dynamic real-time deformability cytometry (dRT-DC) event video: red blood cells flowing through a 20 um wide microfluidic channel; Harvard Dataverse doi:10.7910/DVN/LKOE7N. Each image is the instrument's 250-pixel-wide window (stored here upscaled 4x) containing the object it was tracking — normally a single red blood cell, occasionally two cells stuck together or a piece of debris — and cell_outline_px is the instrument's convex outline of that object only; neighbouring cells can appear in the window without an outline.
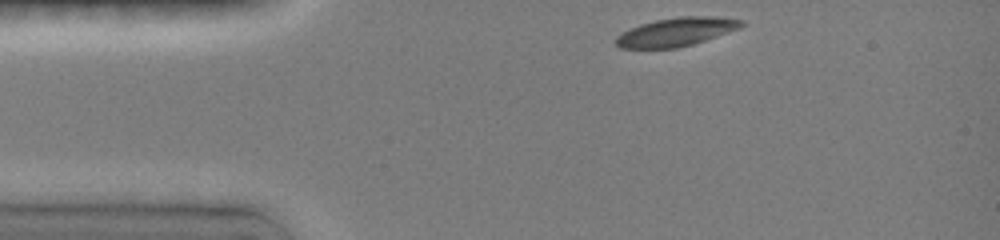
{"species": "common noctule bat (a hibernating species)", "species_latin": "Nyctalus noctula", "temperature_condition": "room temperature", "stored_images_in_passage": 23, "camera_frame_rate_fps": 3000, "um_per_image_px": 0.085, "animal": {"sex": "female", "body_mass_g": 19.0, "forearm_length_mm": 51.5}, "frame": {"image": 1, "passage_image": 1, "time_ms": 0.0, "image_size_px": [1000, 240], "cell_outline_px": [[744, 24], [736, 28], [716, 36], [692, 44], [676, 48], [620, 48], [616, 44], [616, 36], [640, 24], [656, 20], [680, 16], [716, 16], [744, 20]], "centroid_in_image_um": [57.46, 2.7], "position_along_channel_um": 27.5, "area_um2": 20.46}}
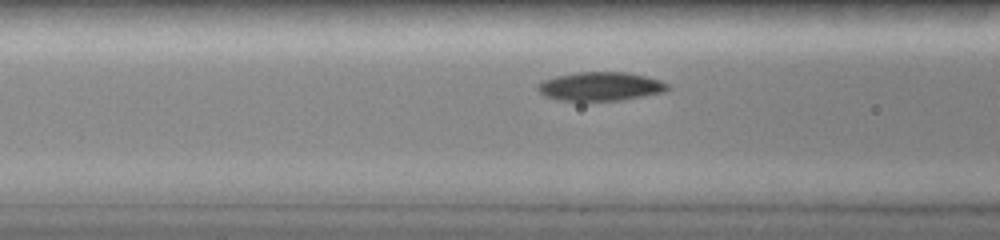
{"frame": {"image": 2, "passage_image": 9, "time_ms": 3.333, "image_size_px": [1000, 240], "cell_outline_px": [[668, 88], [660, 92], [620, 100], [560, 100], [548, 96], [540, 92], [540, 84], [544, 80], [556, 76], [576, 72], [628, 72], [660, 80], [668, 84]], "centroid_in_image_um": [51.05, 7.32], "position_along_channel_um": 115.6, "area_um2": 21.04}}
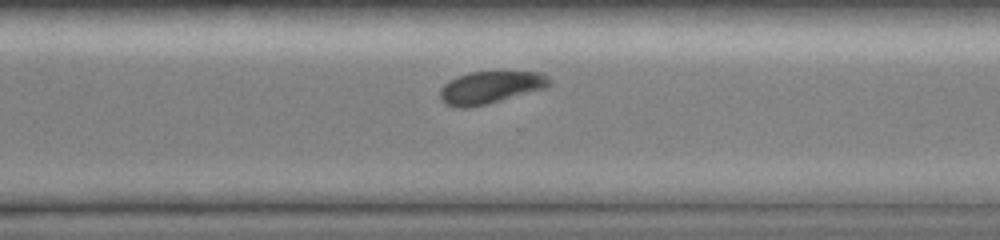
{"frame": {"image": 3, "passage_image": 22, "time_ms": 8.667, "image_size_px": [1000, 240], "cell_outline_px": [[552, 84], [544, 88], [484, 104], [464, 108], [460, 108], [444, 104], [440, 100], [440, 88], [448, 80], [456, 76], [468, 72], [540, 72], [548, 76], [552, 80]], "centroid_in_image_um": [41.64, 7.41], "position_along_channel_um": 329.0, "area_um2": 20.46}}